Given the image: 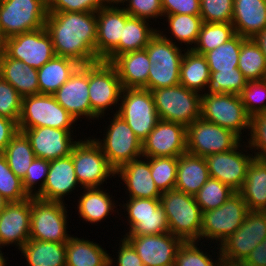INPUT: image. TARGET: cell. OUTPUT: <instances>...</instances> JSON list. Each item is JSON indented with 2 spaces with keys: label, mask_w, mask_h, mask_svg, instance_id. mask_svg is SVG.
Here are the masks:
<instances>
[{
  "label": "cell",
  "mask_w": 266,
  "mask_h": 266,
  "mask_svg": "<svg viewBox=\"0 0 266 266\" xmlns=\"http://www.w3.org/2000/svg\"><path fill=\"white\" fill-rule=\"evenodd\" d=\"M119 105L116 113L143 142L160 120L151 91L145 88H123Z\"/></svg>",
  "instance_id": "obj_9"
},
{
  "label": "cell",
  "mask_w": 266,
  "mask_h": 266,
  "mask_svg": "<svg viewBox=\"0 0 266 266\" xmlns=\"http://www.w3.org/2000/svg\"><path fill=\"white\" fill-rule=\"evenodd\" d=\"M248 80L242 72L235 68L232 71H210L207 91L204 94H236L240 95Z\"/></svg>",
  "instance_id": "obj_43"
},
{
  "label": "cell",
  "mask_w": 266,
  "mask_h": 266,
  "mask_svg": "<svg viewBox=\"0 0 266 266\" xmlns=\"http://www.w3.org/2000/svg\"><path fill=\"white\" fill-rule=\"evenodd\" d=\"M123 8L130 16L146 19L148 22H151L149 19L164 15L161 0H129Z\"/></svg>",
  "instance_id": "obj_54"
},
{
  "label": "cell",
  "mask_w": 266,
  "mask_h": 266,
  "mask_svg": "<svg viewBox=\"0 0 266 266\" xmlns=\"http://www.w3.org/2000/svg\"><path fill=\"white\" fill-rule=\"evenodd\" d=\"M240 97L251 117L266 112V79L248 81Z\"/></svg>",
  "instance_id": "obj_48"
},
{
  "label": "cell",
  "mask_w": 266,
  "mask_h": 266,
  "mask_svg": "<svg viewBox=\"0 0 266 266\" xmlns=\"http://www.w3.org/2000/svg\"><path fill=\"white\" fill-rule=\"evenodd\" d=\"M241 144L240 142L230 151L205 157L210 177L230 186L236 192L242 188L246 179L247 168L254 159L253 154H246L247 149L245 151L242 148L244 145Z\"/></svg>",
  "instance_id": "obj_19"
},
{
  "label": "cell",
  "mask_w": 266,
  "mask_h": 266,
  "mask_svg": "<svg viewBox=\"0 0 266 266\" xmlns=\"http://www.w3.org/2000/svg\"><path fill=\"white\" fill-rule=\"evenodd\" d=\"M236 35L232 23L203 22L199 36L192 50L204 55L221 44L229 41Z\"/></svg>",
  "instance_id": "obj_42"
},
{
  "label": "cell",
  "mask_w": 266,
  "mask_h": 266,
  "mask_svg": "<svg viewBox=\"0 0 266 266\" xmlns=\"http://www.w3.org/2000/svg\"><path fill=\"white\" fill-rule=\"evenodd\" d=\"M160 120L189 126L201 116L202 94L178 84L151 90Z\"/></svg>",
  "instance_id": "obj_4"
},
{
  "label": "cell",
  "mask_w": 266,
  "mask_h": 266,
  "mask_svg": "<svg viewBox=\"0 0 266 266\" xmlns=\"http://www.w3.org/2000/svg\"><path fill=\"white\" fill-rule=\"evenodd\" d=\"M135 248L144 266H174L183 240L172 233L124 235Z\"/></svg>",
  "instance_id": "obj_21"
},
{
  "label": "cell",
  "mask_w": 266,
  "mask_h": 266,
  "mask_svg": "<svg viewBox=\"0 0 266 266\" xmlns=\"http://www.w3.org/2000/svg\"><path fill=\"white\" fill-rule=\"evenodd\" d=\"M253 40L258 44L259 48L264 54V57L266 58V27L259 33H257Z\"/></svg>",
  "instance_id": "obj_59"
},
{
  "label": "cell",
  "mask_w": 266,
  "mask_h": 266,
  "mask_svg": "<svg viewBox=\"0 0 266 266\" xmlns=\"http://www.w3.org/2000/svg\"><path fill=\"white\" fill-rule=\"evenodd\" d=\"M0 193L9 203L30 198L23 188L22 180L11 171L2 153H0Z\"/></svg>",
  "instance_id": "obj_47"
},
{
  "label": "cell",
  "mask_w": 266,
  "mask_h": 266,
  "mask_svg": "<svg viewBox=\"0 0 266 266\" xmlns=\"http://www.w3.org/2000/svg\"><path fill=\"white\" fill-rule=\"evenodd\" d=\"M20 251L27 266H66V243L29 239Z\"/></svg>",
  "instance_id": "obj_34"
},
{
  "label": "cell",
  "mask_w": 266,
  "mask_h": 266,
  "mask_svg": "<svg viewBox=\"0 0 266 266\" xmlns=\"http://www.w3.org/2000/svg\"><path fill=\"white\" fill-rule=\"evenodd\" d=\"M31 197L21 202H10L0 213L1 248L16 245L20 250L30 239Z\"/></svg>",
  "instance_id": "obj_23"
},
{
  "label": "cell",
  "mask_w": 266,
  "mask_h": 266,
  "mask_svg": "<svg viewBox=\"0 0 266 266\" xmlns=\"http://www.w3.org/2000/svg\"><path fill=\"white\" fill-rule=\"evenodd\" d=\"M235 266H255V265L245 263L244 261H242V262H239L238 264H236Z\"/></svg>",
  "instance_id": "obj_63"
},
{
  "label": "cell",
  "mask_w": 266,
  "mask_h": 266,
  "mask_svg": "<svg viewBox=\"0 0 266 266\" xmlns=\"http://www.w3.org/2000/svg\"><path fill=\"white\" fill-rule=\"evenodd\" d=\"M50 161L35 157L22 180L23 188L30 197H35L42 189L47 179ZM41 181L38 183V181ZM39 184L38 190H36ZM36 186V187H35ZM35 187V188H34Z\"/></svg>",
  "instance_id": "obj_52"
},
{
  "label": "cell",
  "mask_w": 266,
  "mask_h": 266,
  "mask_svg": "<svg viewBox=\"0 0 266 266\" xmlns=\"http://www.w3.org/2000/svg\"><path fill=\"white\" fill-rule=\"evenodd\" d=\"M198 241H183L177 253L174 266H224L225 262L221 256L220 249L217 260L212 259L210 254L200 247ZM198 245V246H197ZM209 255V256H208Z\"/></svg>",
  "instance_id": "obj_45"
},
{
  "label": "cell",
  "mask_w": 266,
  "mask_h": 266,
  "mask_svg": "<svg viewBox=\"0 0 266 266\" xmlns=\"http://www.w3.org/2000/svg\"><path fill=\"white\" fill-rule=\"evenodd\" d=\"M164 15H200V0H161Z\"/></svg>",
  "instance_id": "obj_56"
},
{
  "label": "cell",
  "mask_w": 266,
  "mask_h": 266,
  "mask_svg": "<svg viewBox=\"0 0 266 266\" xmlns=\"http://www.w3.org/2000/svg\"><path fill=\"white\" fill-rule=\"evenodd\" d=\"M105 1V5L106 6H108V7H114V5H115V7H118V5H119V7H120V5L122 4L123 6L125 5V4H127V2L129 1V0H104ZM121 3V4H120ZM125 3V4H124ZM117 5V6H116Z\"/></svg>",
  "instance_id": "obj_60"
},
{
  "label": "cell",
  "mask_w": 266,
  "mask_h": 266,
  "mask_svg": "<svg viewBox=\"0 0 266 266\" xmlns=\"http://www.w3.org/2000/svg\"><path fill=\"white\" fill-rule=\"evenodd\" d=\"M21 105L22 96L11 84L0 77V116L18 123Z\"/></svg>",
  "instance_id": "obj_51"
},
{
  "label": "cell",
  "mask_w": 266,
  "mask_h": 266,
  "mask_svg": "<svg viewBox=\"0 0 266 266\" xmlns=\"http://www.w3.org/2000/svg\"><path fill=\"white\" fill-rule=\"evenodd\" d=\"M0 77L11 84L22 97L39 94L37 69L8 57L1 49Z\"/></svg>",
  "instance_id": "obj_29"
},
{
  "label": "cell",
  "mask_w": 266,
  "mask_h": 266,
  "mask_svg": "<svg viewBox=\"0 0 266 266\" xmlns=\"http://www.w3.org/2000/svg\"><path fill=\"white\" fill-rule=\"evenodd\" d=\"M103 139H94L101 147L109 164L117 170L132 160L143 158L142 142L136 137L127 122L117 113L113 114ZM109 127V128H108ZM106 133V135H105Z\"/></svg>",
  "instance_id": "obj_10"
},
{
  "label": "cell",
  "mask_w": 266,
  "mask_h": 266,
  "mask_svg": "<svg viewBox=\"0 0 266 266\" xmlns=\"http://www.w3.org/2000/svg\"><path fill=\"white\" fill-rule=\"evenodd\" d=\"M245 37L236 34L229 41L204 54L210 71H232L238 68L241 44Z\"/></svg>",
  "instance_id": "obj_40"
},
{
  "label": "cell",
  "mask_w": 266,
  "mask_h": 266,
  "mask_svg": "<svg viewBox=\"0 0 266 266\" xmlns=\"http://www.w3.org/2000/svg\"><path fill=\"white\" fill-rule=\"evenodd\" d=\"M177 168L178 157H150L151 175L161 193L174 189Z\"/></svg>",
  "instance_id": "obj_46"
},
{
  "label": "cell",
  "mask_w": 266,
  "mask_h": 266,
  "mask_svg": "<svg viewBox=\"0 0 266 266\" xmlns=\"http://www.w3.org/2000/svg\"><path fill=\"white\" fill-rule=\"evenodd\" d=\"M244 262L255 266H266V238L252 250Z\"/></svg>",
  "instance_id": "obj_58"
},
{
  "label": "cell",
  "mask_w": 266,
  "mask_h": 266,
  "mask_svg": "<svg viewBox=\"0 0 266 266\" xmlns=\"http://www.w3.org/2000/svg\"><path fill=\"white\" fill-rule=\"evenodd\" d=\"M118 249L117 262L109 256V266H114L112 265L114 262L117 263L115 266H144L135 248L124 236L121 238Z\"/></svg>",
  "instance_id": "obj_55"
},
{
  "label": "cell",
  "mask_w": 266,
  "mask_h": 266,
  "mask_svg": "<svg viewBox=\"0 0 266 266\" xmlns=\"http://www.w3.org/2000/svg\"><path fill=\"white\" fill-rule=\"evenodd\" d=\"M109 254L90 240L74 237L66 242V266H109Z\"/></svg>",
  "instance_id": "obj_33"
},
{
  "label": "cell",
  "mask_w": 266,
  "mask_h": 266,
  "mask_svg": "<svg viewBox=\"0 0 266 266\" xmlns=\"http://www.w3.org/2000/svg\"><path fill=\"white\" fill-rule=\"evenodd\" d=\"M47 0H0L3 39L45 27Z\"/></svg>",
  "instance_id": "obj_6"
},
{
  "label": "cell",
  "mask_w": 266,
  "mask_h": 266,
  "mask_svg": "<svg viewBox=\"0 0 266 266\" xmlns=\"http://www.w3.org/2000/svg\"><path fill=\"white\" fill-rule=\"evenodd\" d=\"M111 64L116 68L123 88L148 89L151 64L146 49L120 54Z\"/></svg>",
  "instance_id": "obj_27"
},
{
  "label": "cell",
  "mask_w": 266,
  "mask_h": 266,
  "mask_svg": "<svg viewBox=\"0 0 266 266\" xmlns=\"http://www.w3.org/2000/svg\"><path fill=\"white\" fill-rule=\"evenodd\" d=\"M79 66L72 59L55 55L37 70L39 94L53 95Z\"/></svg>",
  "instance_id": "obj_32"
},
{
  "label": "cell",
  "mask_w": 266,
  "mask_h": 266,
  "mask_svg": "<svg viewBox=\"0 0 266 266\" xmlns=\"http://www.w3.org/2000/svg\"><path fill=\"white\" fill-rule=\"evenodd\" d=\"M4 254L2 253V251L0 252V266H6V265H8V263H6L7 261V259L6 258H4V256H3Z\"/></svg>",
  "instance_id": "obj_62"
},
{
  "label": "cell",
  "mask_w": 266,
  "mask_h": 266,
  "mask_svg": "<svg viewBox=\"0 0 266 266\" xmlns=\"http://www.w3.org/2000/svg\"><path fill=\"white\" fill-rule=\"evenodd\" d=\"M209 79L210 70L205 56L192 49L185 50L180 64V84L203 94Z\"/></svg>",
  "instance_id": "obj_36"
},
{
  "label": "cell",
  "mask_w": 266,
  "mask_h": 266,
  "mask_svg": "<svg viewBox=\"0 0 266 266\" xmlns=\"http://www.w3.org/2000/svg\"><path fill=\"white\" fill-rule=\"evenodd\" d=\"M0 49L8 57L37 70L55 56L52 39L45 27L8 37Z\"/></svg>",
  "instance_id": "obj_15"
},
{
  "label": "cell",
  "mask_w": 266,
  "mask_h": 266,
  "mask_svg": "<svg viewBox=\"0 0 266 266\" xmlns=\"http://www.w3.org/2000/svg\"><path fill=\"white\" fill-rule=\"evenodd\" d=\"M121 177L129 198L160 199L161 192L155 185L150 170V157L132 160L116 170Z\"/></svg>",
  "instance_id": "obj_26"
},
{
  "label": "cell",
  "mask_w": 266,
  "mask_h": 266,
  "mask_svg": "<svg viewBox=\"0 0 266 266\" xmlns=\"http://www.w3.org/2000/svg\"><path fill=\"white\" fill-rule=\"evenodd\" d=\"M238 192L249 211H266V160L254 157L247 168L244 184Z\"/></svg>",
  "instance_id": "obj_31"
},
{
  "label": "cell",
  "mask_w": 266,
  "mask_h": 266,
  "mask_svg": "<svg viewBox=\"0 0 266 266\" xmlns=\"http://www.w3.org/2000/svg\"><path fill=\"white\" fill-rule=\"evenodd\" d=\"M90 138L78 140L70 154L82 188L100 187L109 177L116 175V170L107 161L101 147Z\"/></svg>",
  "instance_id": "obj_12"
},
{
  "label": "cell",
  "mask_w": 266,
  "mask_h": 266,
  "mask_svg": "<svg viewBox=\"0 0 266 266\" xmlns=\"http://www.w3.org/2000/svg\"><path fill=\"white\" fill-rule=\"evenodd\" d=\"M122 209L127 211L129 232L125 235H158L170 232L166 213L160 199L127 198Z\"/></svg>",
  "instance_id": "obj_17"
},
{
  "label": "cell",
  "mask_w": 266,
  "mask_h": 266,
  "mask_svg": "<svg viewBox=\"0 0 266 266\" xmlns=\"http://www.w3.org/2000/svg\"><path fill=\"white\" fill-rule=\"evenodd\" d=\"M160 204L166 213L170 233L183 241L200 242L203 212L194 196L172 189L162 192Z\"/></svg>",
  "instance_id": "obj_3"
},
{
  "label": "cell",
  "mask_w": 266,
  "mask_h": 266,
  "mask_svg": "<svg viewBox=\"0 0 266 266\" xmlns=\"http://www.w3.org/2000/svg\"><path fill=\"white\" fill-rule=\"evenodd\" d=\"M4 39L2 38L1 32H0V47L3 44Z\"/></svg>",
  "instance_id": "obj_64"
},
{
  "label": "cell",
  "mask_w": 266,
  "mask_h": 266,
  "mask_svg": "<svg viewBox=\"0 0 266 266\" xmlns=\"http://www.w3.org/2000/svg\"><path fill=\"white\" fill-rule=\"evenodd\" d=\"M235 192L230 186L210 177L194 197L202 212H207L223 205Z\"/></svg>",
  "instance_id": "obj_44"
},
{
  "label": "cell",
  "mask_w": 266,
  "mask_h": 266,
  "mask_svg": "<svg viewBox=\"0 0 266 266\" xmlns=\"http://www.w3.org/2000/svg\"><path fill=\"white\" fill-rule=\"evenodd\" d=\"M88 89L91 109L98 117L105 116V111L112 109L111 106H119L123 87L111 63L99 61L89 64Z\"/></svg>",
  "instance_id": "obj_16"
},
{
  "label": "cell",
  "mask_w": 266,
  "mask_h": 266,
  "mask_svg": "<svg viewBox=\"0 0 266 266\" xmlns=\"http://www.w3.org/2000/svg\"><path fill=\"white\" fill-rule=\"evenodd\" d=\"M238 69L248 81L266 79V58L253 38L241 44Z\"/></svg>",
  "instance_id": "obj_39"
},
{
  "label": "cell",
  "mask_w": 266,
  "mask_h": 266,
  "mask_svg": "<svg viewBox=\"0 0 266 266\" xmlns=\"http://www.w3.org/2000/svg\"><path fill=\"white\" fill-rule=\"evenodd\" d=\"M234 0H200V16L207 23H231Z\"/></svg>",
  "instance_id": "obj_49"
},
{
  "label": "cell",
  "mask_w": 266,
  "mask_h": 266,
  "mask_svg": "<svg viewBox=\"0 0 266 266\" xmlns=\"http://www.w3.org/2000/svg\"><path fill=\"white\" fill-rule=\"evenodd\" d=\"M249 209L239 192H235L220 207L203 212L200 240L207 239L218 246L232 235L245 220Z\"/></svg>",
  "instance_id": "obj_13"
},
{
  "label": "cell",
  "mask_w": 266,
  "mask_h": 266,
  "mask_svg": "<svg viewBox=\"0 0 266 266\" xmlns=\"http://www.w3.org/2000/svg\"><path fill=\"white\" fill-rule=\"evenodd\" d=\"M17 132L18 125L14 120L0 116V153H3Z\"/></svg>",
  "instance_id": "obj_57"
},
{
  "label": "cell",
  "mask_w": 266,
  "mask_h": 266,
  "mask_svg": "<svg viewBox=\"0 0 266 266\" xmlns=\"http://www.w3.org/2000/svg\"><path fill=\"white\" fill-rule=\"evenodd\" d=\"M231 23L236 34L253 38L266 27V0H234Z\"/></svg>",
  "instance_id": "obj_28"
},
{
  "label": "cell",
  "mask_w": 266,
  "mask_h": 266,
  "mask_svg": "<svg viewBox=\"0 0 266 266\" xmlns=\"http://www.w3.org/2000/svg\"><path fill=\"white\" fill-rule=\"evenodd\" d=\"M45 28L56 56L72 59L80 65L97 63L96 12H48Z\"/></svg>",
  "instance_id": "obj_1"
},
{
  "label": "cell",
  "mask_w": 266,
  "mask_h": 266,
  "mask_svg": "<svg viewBox=\"0 0 266 266\" xmlns=\"http://www.w3.org/2000/svg\"><path fill=\"white\" fill-rule=\"evenodd\" d=\"M22 132L29 139L35 156L48 161L70 155L73 146L78 142L73 141V131L66 129L38 127L24 129Z\"/></svg>",
  "instance_id": "obj_24"
},
{
  "label": "cell",
  "mask_w": 266,
  "mask_h": 266,
  "mask_svg": "<svg viewBox=\"0 0 266 266\" xmlns=\"http://www.w3.org/2000/svg\"><path fill=\"white\" fill-rule=\"evenodd\" d=\"M248 136L250 138H246L248 142L247 145L244 144L245 147L252 150L251 152L254 153L255 158L266 160V112L251 117Z\"/></svg>",
  "instance_id": "obj_50"
},
{
  "label": "cell",
  "mask_w": 266,
  "mask_h": 266,
  "mask_svg": "<svg viewBox=\"0 0 266 266\" xmlns=\"http://www.w3.org/2000/svg\"><path fill=\"white\" fill-rule=\"evenodd\" d=\"M78 184L72 156L58 158L50 161L46 182L35 197L63 202L64 197L71 194Z\"/></svg>",
  "instance_id": "obj_25"
},
{
  "label": "cell",
  "mask_w": 266,
  "mask_h": 266,
  "mask_svg": "<svg viewBox=\"0 0 266 266\" xmlns=\"http://www.w3.org/2000/svg\"><path fill=\"white\" fill-rule=\"evenodd\" d=\"M168 21V30H171L169 33L173 35V38H176L179 43H184L189 48L192 49L198 39L199 32L201 30L203 20L200 15H189V14H172V15H163Z\"/></svg>",
  "instance_id": "obj_41"
},
{
  "label": "cell",
  "mask_w": 266,
  "mask_h": 266,
  "mask_svg": "<svg viewBox=\"0 0 266 266\" xmlns=\"http://www.w3.org/2000/svg\"><path fill=\"white\" fill-rule=\"evenodd\" d=\"M186 139L187 153L203 158L230 151L243 141L233 131L201 117L186 127Z\"/></svg>",
  "instance_id": "obj_14"
},
{
  "label": "cell",
  "mask_w": 266,
  "mask_h": 266,
  "mask_svg": "<svg viewBox=\"0 0 266 266\" xmlns=\"http://www.w3.org/2000/svg\"><path fill=\"white\" fill-rule=\"evenodd\" d=\"M11 171L21 180L25 177L29 166L34 160L35 153L26 135L18 131L2 153Z\"/></svg>",
  "instance_id": "obj_38"
},
{
  "label": "cell",
  "mask_w": 266,
  "mask_h": 266,
  "mask_svg": "<svg viewBox=\"0 0 266 266\" xmlns=\"http://www.w3.org/2000/svg\"><path fill=\"white\" fill-rule=\"evenodd\" d=\"M76 119L55 99L54 95L38 94L22 97L18 131L38 127H52L73 131ZM72 127V128H71Z\"/></svg>",
  "instance_id": "obj_5"
},
{
  "label": "cell",
  "mask_w": 266,
  "mask_h": 266,
  "mask_svg": "<svg viewBox=\"0 0 266 266\" xmlns=\"http://www.w3.org/2000/svg\"><path fill=\"white\" fill-rule=\"evenodd\" d=\"M171 37H166L163 31L150 39L145 47L151 64L148 75V90L172 87L180 84V64L184 50L179 49Z\"/></svg>",
  "instance_id": "obj_2"
},
{
  "label": "cell",
  "mask_w": 266,
  "mask_h": 266,
  "mask_svg": "<svg viewBox=\"0 0 266 266\" xmlns=\"http://www.w3.org/2000/svg\"><path fill=\"white\" fill-rule=\"evenodd\" d=\"M102 187L83 188L78 200L79 218L89 223L104 220L116 208V202Z\"/></svg>",
  "instance_id": "obj_35"
},
{
  "label": "cell",
  "mask_w": 266,
  "mask_h": 266,
  "mask_svg": "<svg viewBox=\"0 0 266 266\" xmlns=\"http://www.w3.org/2000/svg\"><path fill=\"white\" fill-rule=\"evenodd\" d=\"M65 205L64 202L31 197L30 239L66 243L71 235L67 234Z\"/></svg>",
  "instance_id": "obj_7"
},
{
  "label": "cell",
  "mask_w": 266,
  "mask_h": 266,
  "mask_svg": "<svg viewBox=\"0 0 266 266\" xmlns=\"http://www.w3.org/2000/svg\"><path fill=\"white\" fill-rule=\"evenodd\" d=\"M266 238V211H250L240 228L225 239L220 247L221 256L227 265L245 261L252 250Z\"/></svg>",
  "instance_id": "obj_11"
},
{
  "label": "cell",
  "mask_w": 266,
  "mask_h": 266,
  "mask_svg": "<svg viewBox=\"0 0 266 266\" xmlns=\"http://www.w3.org/2000/svg\"><path fill=\"white\" fill-rule=\"evenodd\" d=\"M147 21L127 13V21L119 42V55L145 49L150 39L157 33V29L149 26Z\"/></svg>",
  "instance_id": "obj_37"
},
{
  "label": "cell",
  "mask_w": 266,
  "mask_h": 266,
  "mask_svg": "<svg viewBox=\"0 0 266 266\" xmlns=\"http://www.w3.org/2000/svg\"><path fill=\"white\" fill-rule=\"evenodd\" d=\"M88 88L89 65H80L53 95L56 101L69 112L76 121L82 117H87L89 120H99V117L91 109Z\"/></svg>",
  "instance_id": "obj_20"
},
{
  "label": "cell",
  "mask_w": 266,
  "mask_h": 266,
  "mask_svg": "<svg viewBox=\"0 0 266 266\" xmlns=\"http://www.w3.org/2000/svg\"><path fill=\"white\" fill-rule=\"evenodd\" d=\"M9 202L0 193V213L5 209Z\"/></svg>",
  "instance_id": "obj_61"
},
{
  "label": "cell",
  "mask_w": 266,
  "mask_h": 266,
  "mask_svg": "<svg viewBox=\"0 0 266 266\" xmlns=\"http://www.w3.org/2000/svg\"><path fill=\"white\" fill-rule=\"evenodd\" d=\"M209 178L205 158L187 152L178 157L177 179L174 189L195 196Z\"/></svg>",
  "instance_id": "obj_30"
},
{
  "label": "cell",
  "mask_w": 266,
  "mask_h": 266,
  "mask_svg": "<svg viewBox=\"0 0 266 266\" xmlns=\"http://www.w3.org/2000/svg\"><path fill=\"white\" fill-rule=\"evenodd\" d=\"M200 117L233 131L240 138L244 130L250 129L251 116L246 112L240 95L236 94H202Z\"/></svg>",
  "instance_id": "obj_8"
},
{
  "label": "cell",
  "mask_w": 266,
  "mask_h": 266,
  "mask_svg": "<svg viewBox=\"0 0 266 266\" xmlns=\"http://www.w3.org/2000/svg\"><path fill=\"white\" fill-rule=\"evenodd\" d=\"M104 0H47V12H97Z\"/></svg>",
  "instance_id": "obj_53"
},
{
  "label": "cell",
  "mask_w": 266,
  "mask_h": 266,
  "mask_svg": "<svg viewBox=\"0 0 266 266\" xmlns=\"http://www.w3.org/2000/svg\"><path fill=\"white\" fill-rule=\"evenodd\" d=\"M187 152L186 127L159 120L142 142L143 157H180Z\"/></svg>",
  "instance_id": "obj_22"
},
{
  "label": "cell",
  "mask_w": 266,
  "mask_h": 266,
  "mask_svg": "<svg viewBox=\"0 0 266 266\" xmlns=\"http://www.w3.org/2000/svg\"><path fill=\"white\" fill-rule=\"evenodd\" d=\"M96 56L100 61L111 63L119 56V42L127 21L123 7H102L96 12Z\"/></svg>",
  "instance_id": "obj_18"
}]
</instances>
